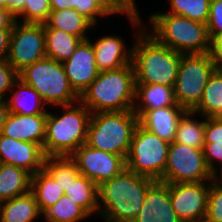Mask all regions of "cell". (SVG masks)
<instances>
[{"label":"cell","mask_w":222,"mask_h":222,"mask_svg":"<svg viewBox=\"0 0 222 222\" xmlns=\"http://www.w3.org/2000/svg\"><path fill=\"white\" fill-rule=\"evenodd\" d=\"M27 0H8L7 9L15 16L25 5Z\"/></svg>","instance_id":"cell-45"},{"label":"cell","mask_w":222,"mask_h":222,"mask_svg":"<svg viewBox=\"0 0 222 222\" xmlns=\"http://www.w3.org/2000/svg\"><path fill=\"white\" fill-rule=\"evenodd\" d=\"M75 10L87 18L93 25L98 23V16H108L94 1L75 0Z\"/></svg>","instance_id":"cell-38"},{"label":"cell","mask_w":222,"mask_h":222,"mask_svg":"<svg viewBox=\"0 0 222 222\" xmlns=\"http://www.w3.org/2000/svg\"><path fill=\"white\" fill-rule=\"evenodd\" d=\"M18 87V88H17ZM17 88V89H16ZM13 94L6 98L10 113L21 115L47 114L45 103L34 88L19 79L13 85ZM15 90V91H14Z\"/></svg>","instance_id":"cell-21"},{"label":"cell","mask_w":222,"mask_h":222,"mask_svg":"<svg viewBox=\"0 0 222 222\" xmlns=\"http://www.w3.org/2000/svg\"><path fill=\"white\" fill-rule=\"evenodd\" d=\"M149 30L136 33L132 64L136 84L175 86L182 54L159 43Z\"/></svg>","instance_id":"cell-2"},{"label":"cell","mask_w":222,"mask_h":222,"mask_svg":"<svg viewBox=\"0 0 222 222\" xmlns=\"http://www.w3.org/2000/svg\"><path fill=\"white\" fill-rule=\"evenodd\" d=\"M19 77L35 89L45 104L64 106L79 101L61 62L45 57L26 67Z\"/></svg>","instance_id":"cell-7"},{"label":"cell","mask_w":222,"mask_h":222,"mask_svg":"<svg viewBox=\"0 0 222 222\" xmlns=\"http://www.w3.org/2000/svg\"><path fill=\"white\" fill-rule=\"evenodd\" d=\"M194 111L186 110L178 123L174 142L188 145L196 149H203L205 117L203 121L194 120Z\"/></svg>","instance_id":"cell-29"},{"label":"cell","mask_w":222,"mask_h":222,"mask_svg":"<svg viewBox=\"0 0 222 222\" xmlns=\"http://www.w3.org/2000/svg\"><path fill=\"white\" fill-rule=\"evenodd\" d=\"M185 111L178 104L159 109L133 110L140 126L168 143L174 142L178 123Z\"/></svg>","instance_id":"cell-17"},{"label":"cell","mask_w":222,"mask_h":222,"mask_svg":"<svg viewBox=\"0 0 222 222\" xmlns=\"http://www.w3.org/2000/svg\"><path fill=\"white\" fill-rule=\"evenodd\" d=\"M61 107V116L47 113L42 148L45 156H71L86 143L91 111L79 101Z\"/></svg>","instance_id":"cell-4"},{"label":"cell","mask_w":222,"mask_h":222,"mask_svg":"<svg viewBox=\"0 0 222 222\" xmlns=\"http://www.w3.org/2000/svg\"><path fill=\"white\" fill-rule=\"evenodd\" d=\"M203 154L206 163L213 173L218 167H216L215 161H218L220 166H222V143H204Z\"/></svg>","instance_id":"cell-40"},{"label":"cell","mask_w":222,"mask_h":222,"mask_svg":"<svg viewBox=\"0 0 222 222\" xmlns=\"http://www.w3.org/2000/svg\"><path fill=\"white\" fill-rule=\"evenodd\" d=\"M94 25L75 9L51 11L44 29H58L77 36L82 41L89 39L86 35Z\"/></svg>","instance_id":"cell-24"},{"label":"cell","mask_w":222,"mask_h":222,"mask_svg":"<svg viewBox=\"0 0 222 222\" xmlns=\"http://www.w3.org/2000/svg\"><path fill=\"white\" fill-rule=\"evenodd\" d=\"M71 157L76 161L80 174L97 185L114 178L126 168V160L121 155L91 148L87 144L80 146Z\"/></svg>","instance_id":"cell-13"},{"label":"cell","mask_w":222,"mask_h":222,"mask_svg":"<svg viewBox=\"0 0 222 222\" xmlns=\"http://www.w3.org/2000/svg\"><path fill=\"white\" fill-rule=\"evenodd\" d=\"M46 57L44 24L15 21L7 61L20 73Z\"/></svg>","instance_id":"cell-11"},{"label":"cell","mask_w":222,"mask_h":222,"mask_svg":"<svg viewBox=\"0 0 222 222\" xmlns=\"http://www.w3.org/2000/svg\"><path fill=\"white\" fill-rule=\"evenodd\" d=\"M43 217L49 222H80L90 216L68 196L63 195L43 213Z\"/></svg>","instance_id":"cell-31"},{"label":"cell","mask_w":222,"mask_h":222,"mask_svg":"<svg viewBox=\"0 0 222 222\" xmlns=\"http://www.w3.org/2000/svg\"><path fill=\"white\" fill-rule=\"evenodd\" d=\"M136 79L133 64L99 72L97 78L79 96L91 113L133 110Z\"/></svg>","instance_id":"cell-3"},{"label":"cell","mask_w":222,"mask_h":222,"mask_svg":"<svg viewBox=\"0 0 222 222\" xmlns=\"http://www.w3.org/2000/svg\"><path fill=\"white\" fill-rule=\"evenodd\" d=\"M169 144L138 124L126 158V167L140 176L160 181L167 164Z\"/></svg>","instance_id":"cell-9"},{"label":"cell","mask_w":222,"mask_h":222,"mask_svg":"<svg viewBox=\"0 0 222 222\" xmlns=\"http://www.w3.org/2000/svg\"><path fill=\"white\" fill-rule=\"evenodd\" d=\"M219 167H221L219 170L221 171V173H219L218 171V169H216L213 173H212V177H211V182L215 185V186H217V187H219V188H221L222 189V166H219ZM218 173L219 174H221L220 176L218 175ZM220 177V178H219ZM220 182V183H219Z\"/></svg>","instance_id":"cell-47"},{"label":"cell","mask_w":222,"mask_h":222,"mask_svg":"<svg viewBox=\"0 0 222 222\" xmlns=\"http://www.w3.org/2000/svg\"><path fill=\"white\" fill-rule=\"evenodd\" d=\"M16 19L8 10L0 8V29H13Z\"/></svg>","instance_id":"cell-43"},{"label":"cell","mask_w":222,"mask_h":222,"mask_svg":"<svg viewBox=\"0 0 222 222\" xmlns=\"http://www.w3.org/2000/svg\"><path fill=\"white\" fill-rule=\"evenodd\" d=\"M45 154L39 144L6 137L0 133V163L14 165L34 175L44 167Z\"/></svg>","instance_id":"cell-15"},{"label":"cell","mask_w":222,"mask_h":222,"mask_svg":"<svg viewBox=\"0 0 222 222\" xmlns=\"http://www.w3.org/2000/svg\"><path fill=\"white\" fill-rule=\"evenodd\" d=\"M211 0H169V14L180 15L207 24Z\"/></svg>","instance_id":"cell-32"},{"label":"cell","mask_w":222,"mask_h":222,"mask_svg":"<svg viewBox=\"0 0 222 222\" xmlns=\"http://www.w3.org/2000/svg\"><path fill=\"white\" fill-rule=\"evenodd\" d=\"M31 177L22 168L0 163V202L29 193Z\"/></svg>","instance_id":"cell-23"},{"label":"cell","mask_w":222,"mask_h":222,"mask_svg":"<svg viewBox=\"0 0 222 222\" xmlns=\"http://www.w3.org/2000/svg\"><path fill=\"white\" fill-rule=\"evenodd\" d=\"M173 105H177L173 87L160 84H136L133 110L159 109Z\"/></svg>","instance_id":"cell-22"},{"label":"cell","mask_w":222,"mask_h":222,"mask_svg":"<svg viewBox=\"0 0 222 222\" xmlns=\"http://www.w3.org/2000/svg\"><path fill=\"white\" fill-rule=\"evenodd\" d=\"M9 114H10V111L8 109L7 101L0 100V132Z\"/></svg>","instance_id":"cell-46"},{"label":"cell","mask_w":222,"mask_h":222,"mask_svg":"<svg viewBox=\"0 0 222 222\" xmlns=\"http://www.w3.org/2000/svg\"><path fill=\"white\" fill-rule=\"evenodd\" d=\"M8 0H0V8L7 9Z\"/></svg>","instance_id":"cell-49"},{"label":"cell","mask_w":222,"mask_h":222,"mask_svg":"<svg viewBox=\"0 0 222 222\" xmlns=\"http://www.w3.org/2000/svg\"><path fill=\"white\" fill-rule=\"evenodd\" d=\"M46 118L47 114L10 113L0 133L12 139L39 144L43 148Z\"/></svg>","instance_id":"cell-18"},{"label":"cell","mask_w":222,"mask_h":222,"mask_svg":"<svg viewBox=\"0 0 222 222\" xmlns=\"http://www.w3.org/2000/svg\"><path fill=\"white\" fill-rule=\"evenodd\" d=\"M137 125L133 110L91 113L85 144L126 160Z\"/></svg>","instance_id":"cell-6"},{"label":"cell","mask_w":222,"mask_h":222,"mask_svg":"<svg viewBox=\"0 0 222 222\" xmlns=\"http://www.w3.org/2000/svg\"><path fill=\"white\" fill-rule=\"evenodd\" d=\"M210 184L169 183L171 205L182 222H204Z\"/></svg>","instance_id":"cell-12"},{"label":"cell","mask_w":222,"mask_h":222,"mask_svg":"<svg viewBox=\"0 0 222 222\" xmlns=\"http://www.w3.org/2000/svg\"><path fill=\"white\" fill-rule=\"evenodd\" d=\"M193 111L205 118H222V70L216 69L209 77L200 103Z\"/></svg>","instance_id":"cell-28"},{"label":"cell","mask_w":222,"mask_h":222,"mask_svg":"<svg viewBox=\"0 0 222 222\" xmlns=\"http://www.w3.org/2000/svg\"><path fill=\"white\" fill-rule=\"evenodd\" d=\"M211 53L215 60L216 68L218 70H222V34H220L213 42H212V50Z\"/></svg>","instance_id":"cell-42"},{"label":"cell","mask_w":222,"mask_h":222,"mask_svg":"<svg viewBox=\"0 0 222 222\" xmlns=\"http://www.w3.org/2000/svg\"><path fill=\"white\" fill-rule=\"evenodd\" d=\"M133 13L138 12L135 0H121Z\"/></svg>","instance_id":"cell-48"},{"label":"cell","mask_w":222,"mask_h":222,"mask_svg":"<svg viewBox=\"0 0 222 222\" xmlns=\"http://www.w3.org/2000/svg\"><path fill=\"white\" fill-rule=\"evenodd\" d=\"M94 1L107 15L126 14L131 25H141L142 20L139 12L133 13L121 0H91Z\"/></svg>","instance_id":"cell-34"},{"label":"cell","mask_w":222,"mask_h":222,"mask_svg":"<svg viewBox=\"0 0 222 222\" xmlns=\"http://www.w3.org/2000/svg\"><path fill=\"white\" fill-rule=\"evenodd\" d=\"M133 222H182L172 208L169 183L154 181L148 187L142 207Z\"/></svg>","instance_id":"cell-16"},{"label":"cell","mask_w":222,"mask_h":222,"mask_svg":"<svg viewBox=\"0 0 222 222\" xmlns=\"http://www.w3.org/2000/svg\"><path fill=\"white\" fill-rule=\"evenodd\" d=\"M222 143V118L208 117L205 120L204 143Z\"/></svg>","instance_id":"cell-39"},{"label":"cell","mask_w":222,"mask_h":222,"mask_svg":"<svg viewBox=\"0 0 222 222\" xmlns=\"http://www.w3.org/2000/svg\"><path fill=\"white\" fill-rule=\"evenodd\" d=\"M42 214L31 191L0 202V222H33Z\"/></svg>","instance_id":"cell-20"},{"label":"cell","mask_w":222,"mask_h":222,"mask_svg":"<svg viewBox=\"0 0 222 222\" xmlns=\"http://www.w3.org/2000/svg\"><path fill=\"white\" fill-rule=\"evenodd\" d=\"M99 72L122 68L132 62V48L127 50L120 36L105 35L92 43Z\"/></svg>","instance_id":"cell-19"},{"label":"cell","mask_w":222,"mask_h":222,"mask_svg":"<svg viewBox=\"0 0 222 222\" xmlns=\"http://www.w3.org/2000/svg\"><path fill=\"white\" fill-rule=\"evenodd\" d=\"M153 182L126 167L114 178L98 185V215L104 216L102 219L106 222H133Z\"/></svg>","instance_id":"cell-1"},{"label":"cell","mask_w":222,"mask_h":222,"mask_svg":"<svg viewBox=\"0 0 222 222\" xmlns=\"http://www.w3.org/2000/svg\"><path fill=\"white\" fill-rule=\"evenodd\" d=\"M51 11L75 9V0H50Z\"/></svg>","instance_id":"cell-44"},{"label":"cell","mask_w":222,"mask_h":222,"mask_svg":"<svg viewBox=\"0 0 222 222\" xmlns=\"http://www.w3.org/2000/svg\"><path fill=\"white\" fill-rule=\"evenodd\" d=\"M216 69L212 53L182 54L174 86L176 103L185 110L193 111Z\"/></svg>","instance_id":"cell-8"},{"label":"cell","mask_w":222,"mask_h":222,"mask_svg":"<svg viewBox=\"0 0 222 222\" xmlns=\"http://www.w3.org/2000/svg\"><path fill=\"white\" fill-rule=\"evenodd\" d=\"M46 57L63 63L74 53L82 41L75 35L58 30L44 29Z\"/></svg>","instance_id":"cell-27"},{"label":"cell","mask_w":222,"mask_h":222,"mask_svg":"<svg viewBox=\"0 0 222 222\" xmlns=\"http://www.w3.org/2000/svg\"><path fill=\"white\" fill-rule=\"evenodd\" d=\"M210 171L202 149L177 142L169 144L167 164L161 178L164 183H198L211 181Z\"/></svg>","instance_id":"cell-10"},{"label":"cell","mask_w":222,"mask_h":222,"mask_svg":"<svg viewBox=\"0 0 222 222\" xmlns=\"http://www.w3.org/2000/svg\"><path fill=\"white\" fill-rule=\"evenodd\" d=\"M51 12L50 0H27L15 15L16 21L22 17L23 23L45 24Z\"/></svg>","instance_id":"cell-33"},{"label":"cell","mask_w":222,"mask_h":222,"mask_svg":"<svg viewBox=\"0 0 222 222\" xmlns=\"http://www.w3.org/2000/svg\"><path fill=\"white\" fill-rule=\"evenodd\" d=\"M31 192L44 213L64 195L59 183L43 168L31 177Z\"/></svg>","instance_id":"cell-25"},{"label":"cell","mask_w":222,"mask_h":222,"mask_svg":"<svg viewBox=\"0 0 222 222\" xmlns=\"http://www.w3.org/2000/svg\"><path fill=\"white\" fill-rule=\"evenodd\" d=\"M12 29H0V61L6 60Z\"/></svg>","instance_id":"cell-41"},{"label":"cell","mask_w":222,"mask_h":222,"mask_svg":"<svg viewBox=\"0 0 222 222\" xmlns=\"http://www.w3.org/2000/svg\"><path fill=\"white\" fill-rule=\"evenodd\" d=\"M43 168L63 191L80 175L77 163L71 156H45Z\"/></svg>","instance_id":"cell-30"},{"label":"cell","mask_w":222,"mask_h":222,"mask_svg":"<svg viewBox=\"0 0 222 222\" xmlns=\"http://www.w3.org/2000/svg\"><path fill=\"white\" fill-rule=\"evenodd\" d=\"M62 64L73 90L79 96L99 74L94 48L89 39L81 41L73 55Z\"/></svg>","instance_id":"cell-14"},{"label":"cell","mask_w":222,"mask_h":222,"mask_svg":"<svg viewBox=\"0 0 222 222\" xmlns=\"http://www.w3.org/2000/svg\"><path fill=\"white\" fill-rule=\"evenodd\" d=\"M19 79V73L7 60L0 61V100H6V92L11 91Z\"/></svg>","instance_id":"cell-37"},{"label":"cell","mask_w":222,"mask_h":222,"mask_svg":"<svg viewBox=\"0 0 222 222\" xmlns=\"http://www.w3.org/2000/svg\"><path fill=\"white\" fill-rule=\"evenodd\" d=\"M149 23L153 28L150 35L181 54L211 53L207 24L165 12L151 14Z\"/></svg>","instance_id":"cell-5"},{"label":"cell","mask_w":222,"mask_h":222,"mask_svg":"<svg viewBox=\"0 0 222 222\" xmlns=\"http://www.w3.org/2000/svg\"><path fill=\"white\" fill-rule=\"evenodd\" d=\"M74 203L89 216L99 213L98 185L84 175H79L64 191Z\"/></svg>","instance_id":"cell-26"},{"label":"cell","mask_w":222,"mask_h":222,"mask_svg":"<svg viewBox=\"0 0 222 222\" xmlns=\"http://www.w3.org/2000/svg\"><path fill=\"white\" fill-rule=\"evenodd\" d=\"M207 29L212 42L222 34V0H211Z\"/></svg>","instance_id":"cell-36"},{"label":"cell","mask_w":222,"mask_h":222,"mask_svg":"<svg viewBox=\"0 0 222 222\" xmlns=\"http://www.w3.org/2000/svg\"><path fill=\"white\" fill-rule=\"evenodd\" d=\"M204 222H222V189L215 186L212 182L208 193Z\"/></svg>","instance_id":"cell-35"}]
</instances>
